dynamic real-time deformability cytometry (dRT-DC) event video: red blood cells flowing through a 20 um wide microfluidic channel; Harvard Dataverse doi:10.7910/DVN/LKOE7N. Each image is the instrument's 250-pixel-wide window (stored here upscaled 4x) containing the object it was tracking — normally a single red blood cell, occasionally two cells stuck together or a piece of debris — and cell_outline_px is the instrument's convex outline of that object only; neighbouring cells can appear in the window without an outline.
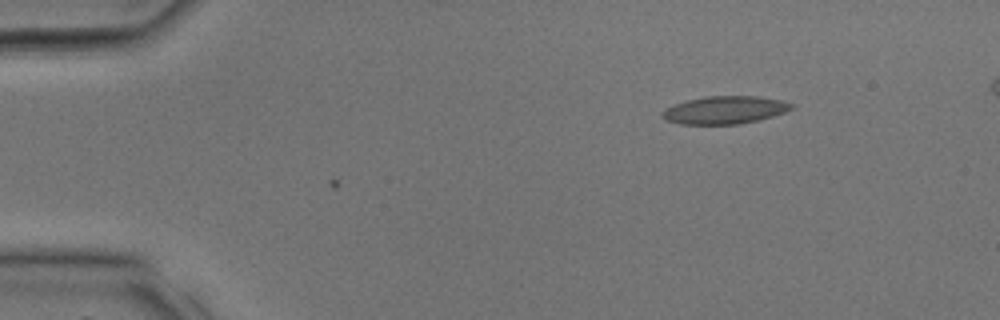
{"species": "common noctule bat (a hibernating species)", "species_latin": "Nyctalus noctula", "temperature_condition": "room temperature", "stored_images_in_passage": 4, "camera_frame_rate_fps": 3000, "um_per_image_px": 0.085, "animal": {"sex": "male", "body_mass_g": 17.9, "forearm_length_mm": 54.2}, "frame": {"image": 1, "passage_image": 4, "time_ms": 1.0, "image_size_px": [1000, 320], "cell_outline_px": [[792, 108], [784, 112], [772, 116], [740, 124], [680, 124], [664, 120], [660, 116], [660, 112], [664, 108], [688, 100], [704, 96], [756, 96], [780, 100], [792, 104]], "centroid_in_image_um": [61.52, 9.35], "position_along_channel_um": 23.5, "area_um2": 20.81}}